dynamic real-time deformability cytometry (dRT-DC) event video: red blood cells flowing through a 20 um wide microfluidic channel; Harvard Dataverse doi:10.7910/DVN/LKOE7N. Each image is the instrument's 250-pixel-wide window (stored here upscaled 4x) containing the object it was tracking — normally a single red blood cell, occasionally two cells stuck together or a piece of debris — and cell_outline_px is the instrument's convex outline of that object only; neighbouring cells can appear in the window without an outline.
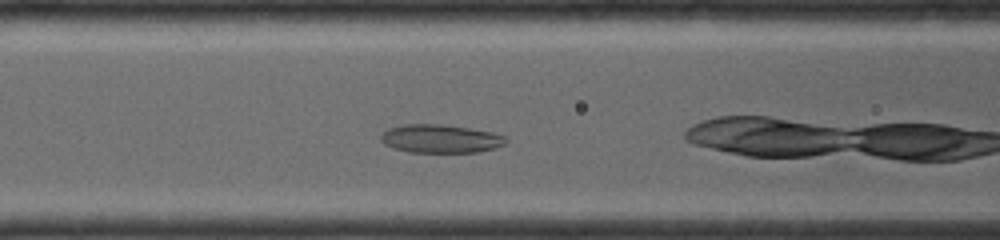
{"species": "common noctule bat (a hibernating species)", "species_latin": "Nyctalus noctula", "temperature_condition": "room temperature", "stored_images_in_passage": 4, "camera_frame_rate_fps": 4000, "um_per_image_px": 0.085, "animal": {"sex": "female", "body_mass_g": 19.0, "forearm_length_mm": 56.7}, "frame": {"image": 1, "passage_image": 4, "time_ms": 1.5, "image_size_px": [1000, 240], "cell_outline_px": [[508, 140], [504, 144], [496, 148], [476, 152], [408, 152], [384, 144], [380, 140], [380, 136], [388, 128], [404, 124], [440, 124], [468, 128], [492, 132], [508, 136]], "centroid_in_image_um": [37.46, 11.79], "position_along_channel_um": 129.1, "area_um2": 20.69}}